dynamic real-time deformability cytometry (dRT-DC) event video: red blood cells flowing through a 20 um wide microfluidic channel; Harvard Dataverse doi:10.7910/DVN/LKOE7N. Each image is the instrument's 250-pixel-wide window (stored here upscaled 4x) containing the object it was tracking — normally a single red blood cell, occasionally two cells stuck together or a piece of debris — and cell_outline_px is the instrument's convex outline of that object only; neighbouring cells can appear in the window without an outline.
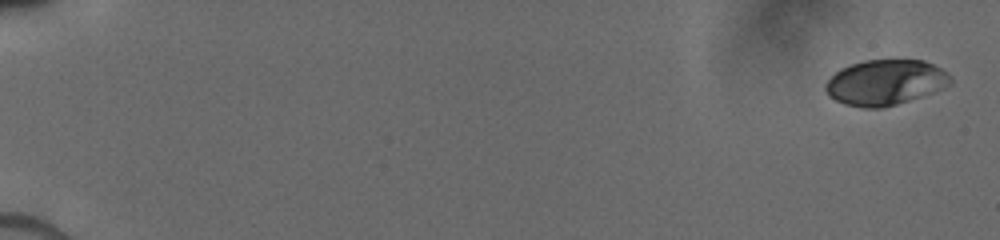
{"species": "human", "species_latin": "Homo sapiens", "temperature_condition": "cold", "stored_images_in_passage": 51, "camera_frame_rate_fps": 3000, "um_per_image_px": 0.085, "donor": {"sex": "male"}, "frame": {"image": 1, "passage_image": 1, "time_ms": 0.0, "image_size_px": [1000, 240], "cell_outline_px": [[952, 84], [944, 88], [884, 108], [860, 108], [844, 104], [828, 96], [824, 88], [824, 84], [840, 68], [864, 60], [924, 60], [948, 72], [952, 76]], "centroid_in_image_um": [75.25, 7.01], "position_along_channel_um": 9.8, "area_um2": 33.18}}
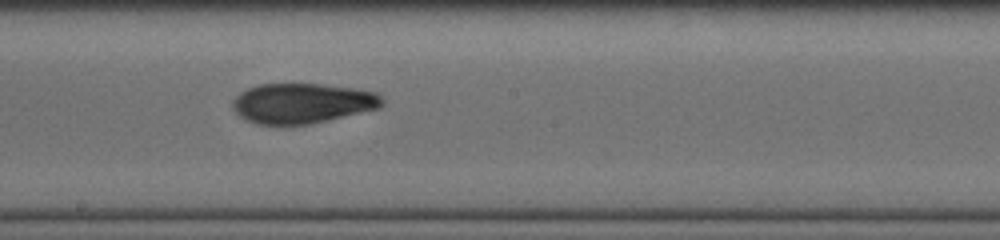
{"frame": {"image": 2, "passage_image": 29, "time_ms": 10.0, "image_size_px": [1000, 240], "cell_outline_px": [[384, 104], [380, 108], [328, 120], [308, 124], [256, 124], [244, 120], [232, 108], [232, 100], [240, 92], [248, 88], [260, 84], [320, 84], [356, 88], [376, 92], [384, 100]], "centroid_in_image_um": [25.69, 8.77], "position_along_channel_um": 222.5, "area_um2": 35.03}}
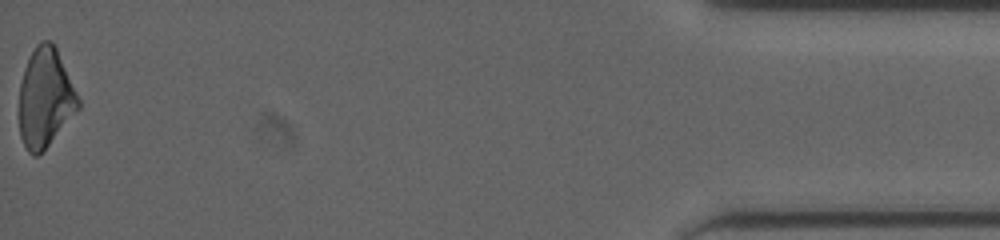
{"frame": {"image": 3, "passage_image": 51, "time_ms": 17.0, "image_size_px": [1000, 240], "cell_outline_px": [[80, 108], [48, 144], [36, 156], [32, 156], [28, 152], [20, 136], [20, 84], [24, 68], [28, 56], [36, 44], [40, 40], [48, 40], [56, 48], [80, 100]], "centroid_in_image_um": [3.83, 8.3], "position_along_channel_um": 431.4, "area_um2": 33.64}}